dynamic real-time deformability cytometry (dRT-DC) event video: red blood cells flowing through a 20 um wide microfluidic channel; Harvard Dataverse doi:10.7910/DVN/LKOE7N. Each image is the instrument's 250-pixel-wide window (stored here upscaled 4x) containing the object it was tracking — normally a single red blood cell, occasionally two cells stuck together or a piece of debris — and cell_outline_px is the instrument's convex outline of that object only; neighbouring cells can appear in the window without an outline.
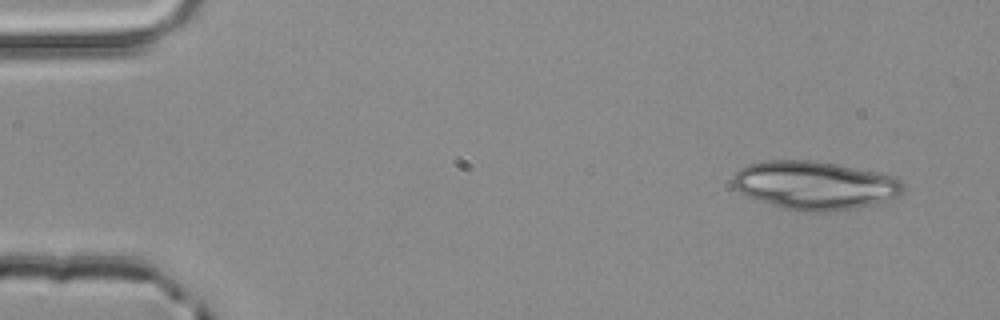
{"species": "common noctule bat (a hibernating species)", "species_latin": "Nyctalus noctula", "temperature_condition": "room temperature", "stored_images_in_passage": 4, "camera_frame_rate_fps": 3000, "um_per_image_px": 0.085, "animal": {"sex": "male", "body_mass_g": 20.4}, "frame": {"image": 1, "passage_image": 1, "time_ms": 0.0, "image_size_px": [1000, 320], "cell_outline_px": [[904, 188], [900, 196], [876, 204], [856, 208], [828, 212], [796, 212], [748, 196], [740, 192], [732, 184], [732, 176], [740, 168], [748, 164], [764, 160], [812, 160], [836, 164], [876, 172], [892, 176], [900, 180], [904, 184]], "centroid_in_image_um": [69.26, 15.76], "position_along_channel_um": 15.7, "area_um2": 48.26}}